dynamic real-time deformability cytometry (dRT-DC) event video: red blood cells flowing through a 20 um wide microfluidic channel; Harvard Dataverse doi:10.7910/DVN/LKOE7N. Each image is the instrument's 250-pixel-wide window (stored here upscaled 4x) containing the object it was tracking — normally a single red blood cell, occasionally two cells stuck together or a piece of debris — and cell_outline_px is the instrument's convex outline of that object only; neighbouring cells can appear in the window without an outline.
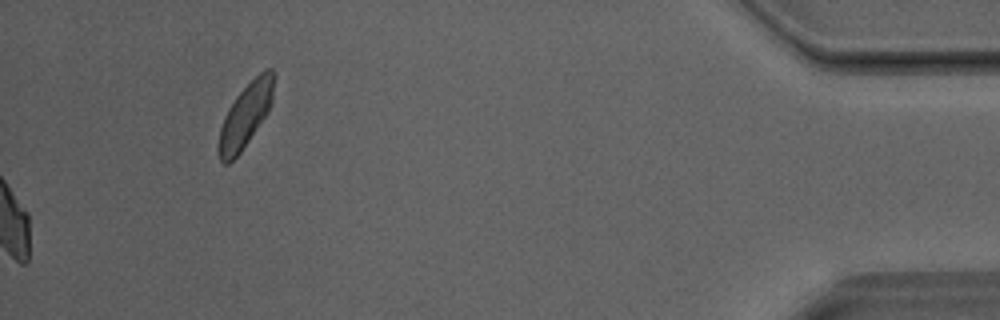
{"species": "Egyptian fruit bat (a non-hibernating species)", "species_latin": "Rousettus aegyptiacus", "temperature_condition": "room temperature", "stored_images_in_passage": 34, "camera_frame_rate_fps": 3000, "um_per_image_px": 0.085, "animal": {"sex": "male"}, "frame": {"image": 1, "passage_image": 34, "time_ms": 11.0, "image_size_px": [1000, 320], "cell_outline_px": [[276, 76], [272, 100], [268, 112], [240, 152], [228, 164], [224, 164], [220, 160], [216, 152], [216, 148], [220, 128], [224, 116], [228, 108], [236, 96], [264, 68], [272, 68], [276, 72]], "centroid_in_image_um": [20.86, 9.79], "position_along_channel_um": 414.3, "area_um2": 20.75}}